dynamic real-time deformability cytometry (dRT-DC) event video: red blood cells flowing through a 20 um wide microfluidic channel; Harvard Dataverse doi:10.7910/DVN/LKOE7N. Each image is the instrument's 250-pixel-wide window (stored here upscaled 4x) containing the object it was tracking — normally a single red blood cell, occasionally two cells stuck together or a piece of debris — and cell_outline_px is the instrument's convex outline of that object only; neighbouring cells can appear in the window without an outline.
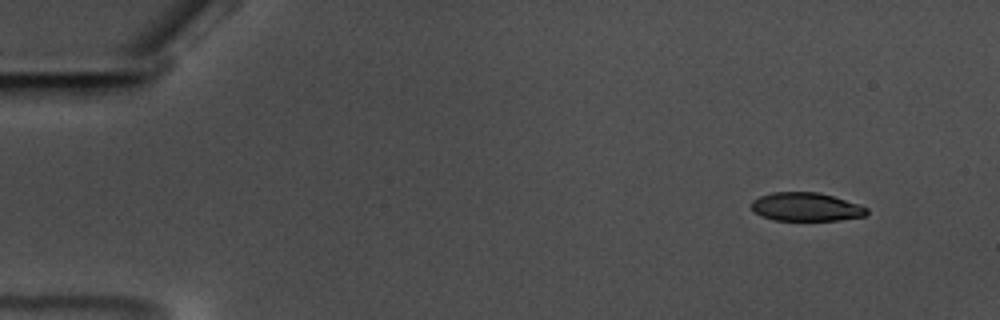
{"species": "common noctule bat (a hibernating species)", "species_latin": "Nyctalus noctula", "temperature_condition": "warm", "stored_images_in_passage": 57, "camera_frame_rate_fps": 3000, "um_per_image_px": 0.085, "animal": {"sex": "male", "body_mass_g": 17.5, "forearm_length_mm": 52.3}, "frame": {"image": 1, "passage_image": 4, "time_ms": 1.0, "image_size_px": [1000, 320], "cell_outline_px": [[868, 212], [864, 216], [840, 220], [772, 220], [760, 216], [752, 208], [752, 200], [760, 196], [772, 192], [820, 192], [860, 204], [868, 208]], "centroid_in_image_um": [68.53, 17.58], "position_along_channel_um": 16.5, "area_um2": 19.25}}
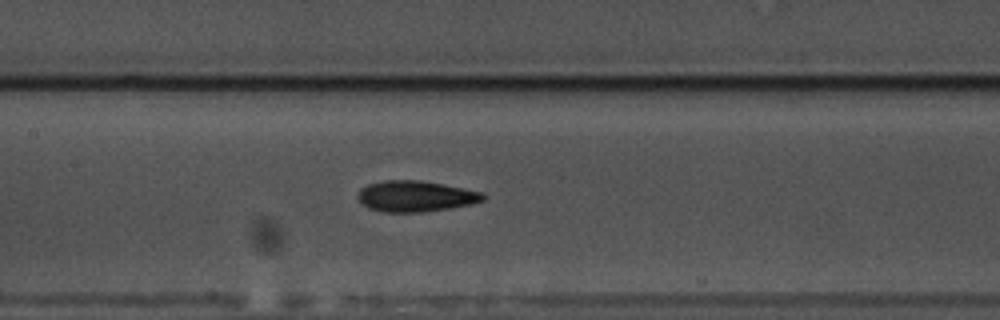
{"frame": {"image": 2, "passage_image": 27, "time_ms": 8.667, "image_size_px": [1000, 320], "cell_outline_px": [[488, 196], [484, 200], [472, 204], [448, 208], [420, 212], [380, 212], [368, 208], [360, 204], [356, 196], [360, 188], [368, 184], [384, 180], [420, 180], [444, 184], [484, 192]], "centroid_in_image_um": [35.3, 16.68], "position_along_channel_um": 172.1, "area_um2": 22.95}}
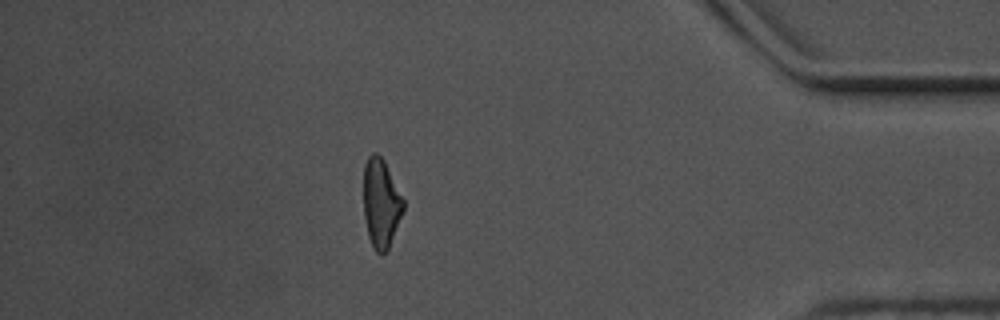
{"frame": {"image": 3, "passage_image": 50, "time_ms": 16.333, "image_size_px": [1000, 320], "cell_outline_px": [[404, 208], [388, 248], [380, 256], [376, 252], [368, 236], [364, 216], [364, 164], [368, 156], [372, 152], [376, 152], [384, 160], [404, 200]], "centroid_in_image_um": [32.37, 17.24], "position_along_channel_um": 402.8, "area_um2": 20.4}, "authors_computed_cell_mechanics": {"area_um2": 21.386, "velocity_mm_per_s": 3.5271, "shape_relaxation_time_tau1_ms": 6.1036, "shape_relaxation_time_tau2_ms": 3.3412, "deformation_change_tau1": 0.1706, "deformation_change_tau2": 0.113}}